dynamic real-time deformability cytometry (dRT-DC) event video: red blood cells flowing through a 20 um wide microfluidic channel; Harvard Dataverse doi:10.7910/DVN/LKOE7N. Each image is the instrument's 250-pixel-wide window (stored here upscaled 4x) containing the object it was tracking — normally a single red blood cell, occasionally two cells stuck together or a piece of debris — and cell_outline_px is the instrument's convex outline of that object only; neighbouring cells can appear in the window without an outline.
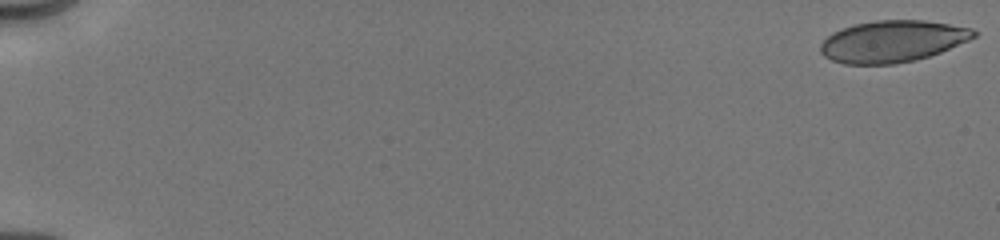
{"species": "human", "species_latin": "Homo sapiens", "temperature_condition": "cold", "stored_images_in_passage": 26, "camera_frame_rate_fps": 3000, "um_per_image_px": 0.085, "donor": {"sex": "male"}, "frame": {"image": 1, "passage_image": 1, "time_ms": 0.0, "image_size_px": [1000, 240], "cell_outline_px": [[980, 32], [976, 36], [968, 40], [940, 52], [916, 60], [892, 64], [844, 64], [832, 60], [824, 56], [820, 52], [820, 44], [832, 32], [856, 24], [876, 20], [924, 20], [972, 28]], "centroid_in_image_um": [75.86, 3.51], "position_along_channel_um": 9.1, "area_um2": 37.11}}
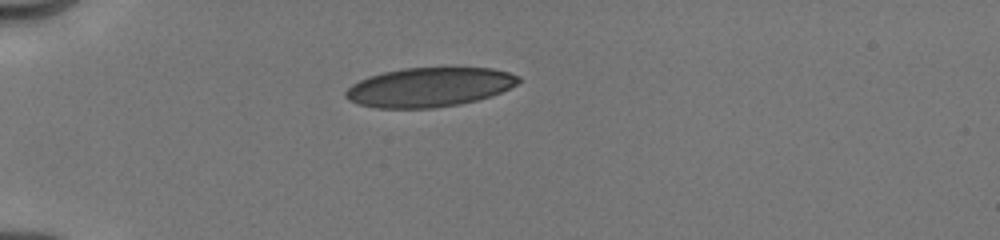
{"frame": {"image": 2, "passage_image": 22, "time_ms": 5.0, "image_size_px": [1000, 240], "cell_outline_px": [[520, 80], [516, 84], [492, 96], [460, 104], [432, 108], [376, 108], [360, 104], [348, 100], [344, 96], [344, 92], [352, 84], [368, 76], [384, 72], [404, 68], [492, 68], [508, 72], [520, 76]], "centroid_in_image_um": [36.47, 7.41], "position_along_channel_um": 48.5, "area_um2": 39.42}}